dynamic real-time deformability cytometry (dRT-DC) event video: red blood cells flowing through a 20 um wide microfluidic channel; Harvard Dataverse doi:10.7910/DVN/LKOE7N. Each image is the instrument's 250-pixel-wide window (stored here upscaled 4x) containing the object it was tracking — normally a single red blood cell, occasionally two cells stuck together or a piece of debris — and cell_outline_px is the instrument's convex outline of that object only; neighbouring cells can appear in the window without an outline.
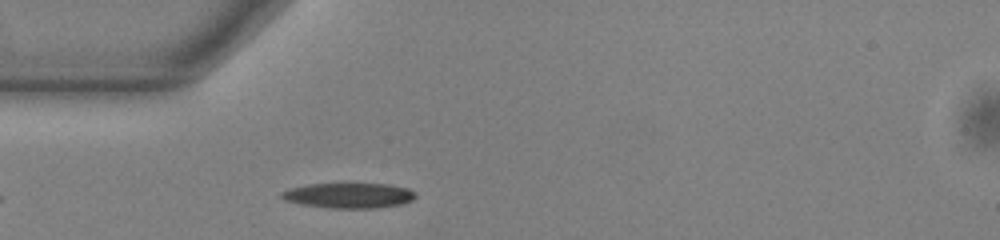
{"species": "common noctule bat (a hibernating species)", "species_latin": "Nyctalus noctula", "temperature_condition": "warm", "stored_images_in_passage": 8, "camera_frame_rate_fps": 3000, "um_per_image_px": 0.085, "animal": {"sex": "male", "body_mass_g": 13.0, "forearm_length_mm": 53.1}, "frame": {"image": 1, "passage_image": 1, "time_ms": 0.0, "image_size_px": [1000, 240], "cell_outline_px": [[416, 196], [412, 200], [400, 204], [380, 208], [328, 208], [300, 204], [284, 200], [280, 196], [280, 192], [288, 188], [308, 184], [388, 184], [408, 188], [416, 192]], "centroid_in_image_um": [29.63, 16.62], "position_along_channel_um": 55.4, "area_um2": 19.83}}
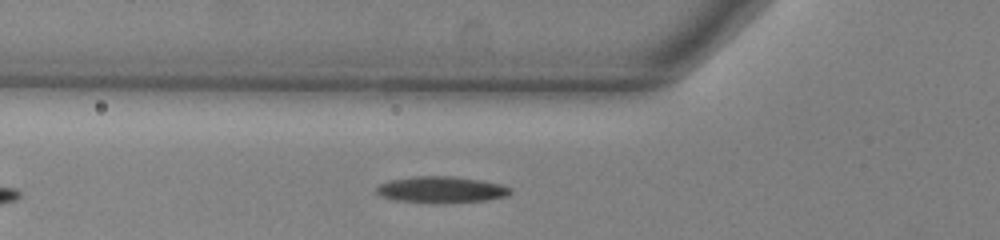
{"frame": {"image": 2, "passage_image": 4, "time_ms": 1.0, "image_size_px": [1000, 240], "cell_outline_px": [[512, 192], [508, 196], [488, 200], [396, 200], [380, 196], [376, 192], [376, 188], [380, 184], [392, 180], [416, 176], [448, 176], [480, 180], [500, 184], [512, 188]], "centroid_in_image_um": [37.54, 16.07], "position_along_channel_um": 88.3, "area_um2": 19.36}}
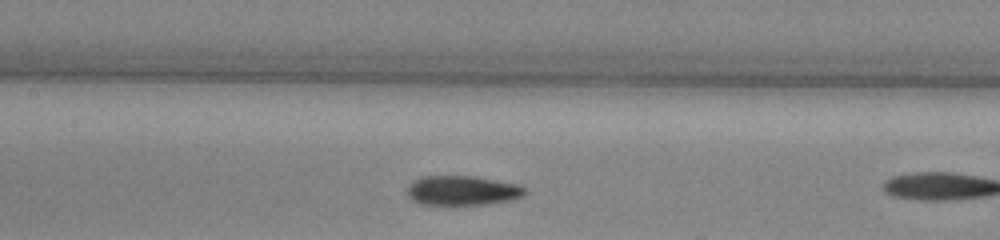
{"frame": {"image": 3, "passage_image": 7, "time_ms": 2.0, "image_size_px": [1000, 240], "cell_outline_px": [[528, 192], [524, 196], [512, 200], [488, 204], [420, 204], [412, 200], [408, 196], [408, 188], [416, 180], [424, 176], [472, 176], [516, 184], [528, 188]], "centroid_in_image_um": [39.37, 16.2], "position_along_channel_um": 168.0, "area_um2": 20.11}}